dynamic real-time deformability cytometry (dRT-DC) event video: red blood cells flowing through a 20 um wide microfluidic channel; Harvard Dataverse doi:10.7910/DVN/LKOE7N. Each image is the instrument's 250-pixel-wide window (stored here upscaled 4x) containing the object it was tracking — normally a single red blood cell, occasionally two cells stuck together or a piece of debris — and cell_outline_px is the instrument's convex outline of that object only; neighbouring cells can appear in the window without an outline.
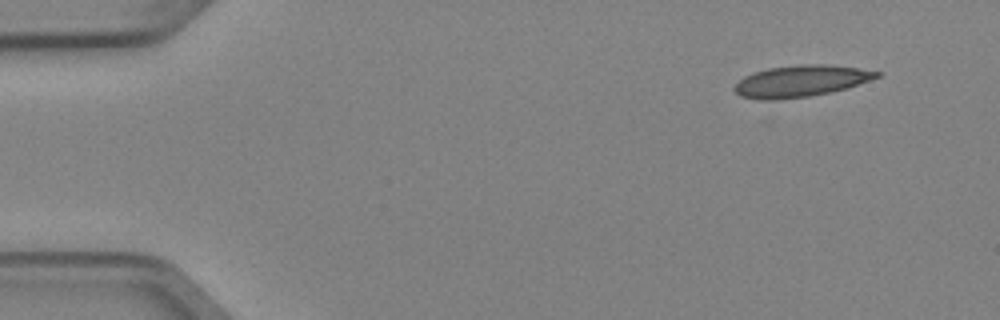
{"species": "Egyptian fruit bat (a non-hibernating species)", "species_latin": "Rousettus aegyptiacus", "temperature_condition": "cold", "stored_images_in_passage": 3, "camera_frame_rate_fps": 3000, "um_per_image_px": 0.085, "animal": {"sex": "female"}, "frame": {"image": 1, "passage_image": 1, "time_ms": 0.0, "image_size_px": [1000, 320], "cell_outline_px": [[880, 76], [844, 88], [828, 92], [768, 104], [740, 96], [732, 88], [744, 76], [752, 72], [768, 68], [800, 64], [824, 64], [860, 68], [880, 72]], "centroid_in_image_um": [67.93, 6.93], "position_along_channel_um": 17.1, "area_um2": 26.65}}
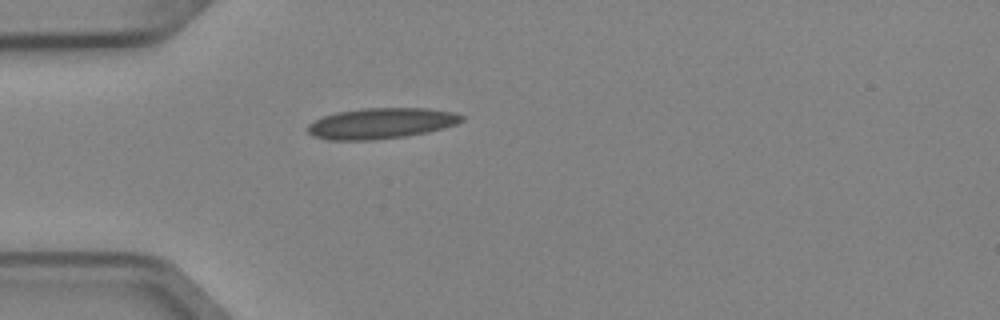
{"frame": {"image": 2, "passage_image": 3, "time_ms": 0.667, "image_size_px": [1000, 320], "cell_outline_px": [[464, 120], [456, 124], [444, 128], [428, 132], [404, 136], [372, 140], [328, 140], [312, 136], [308, 132], [308, 124], [324, 116], [336, 112], [360, 108], [428, 108], [456, 112], [464, 116]], "centroid_in_image_um": [32.42, 10.48], "position_along_channel_um": 52.6, "area_um2": 27.74}}